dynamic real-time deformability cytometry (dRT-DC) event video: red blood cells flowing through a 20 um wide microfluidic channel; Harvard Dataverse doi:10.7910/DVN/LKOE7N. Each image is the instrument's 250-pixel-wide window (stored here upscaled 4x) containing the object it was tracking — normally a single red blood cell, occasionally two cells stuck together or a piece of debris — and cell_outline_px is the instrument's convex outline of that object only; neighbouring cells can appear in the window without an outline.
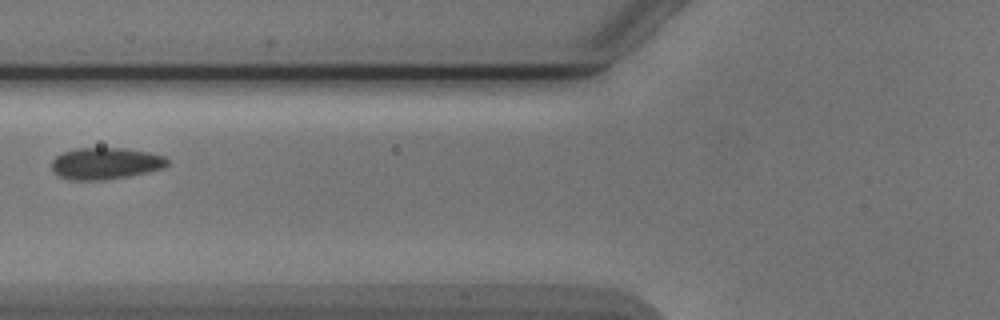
{"species": "Egyptian fruit bat (a non-hibernating species)", "species_latin": "Rousettus aegyptiacus", "temperature_condition": "cold", "stored_images_in_passage": 6, "camera_frame_rate_fps": 3000, "um_per_image_px": 0.085, "animal": {"sex": "male"}, "frame": {"image": 1, "passage_image": 6, "time_ms": 6.0, "image_size_px": [1000, 320], "cell_outline_px": [[168, 164], [164, 168], [148, 172], [128, 176], [104, 180], [68, 180], [60, 176], [52, 168], [52, 160], [56, 156], [64, 152], [76, 148], [124, 148], [148, 152], [164, 156], [168, 160]], "centroid_in_image_um": [8.98, 13.89], "position_along_channel_um": 116.8, "area_um2": 21.33}}